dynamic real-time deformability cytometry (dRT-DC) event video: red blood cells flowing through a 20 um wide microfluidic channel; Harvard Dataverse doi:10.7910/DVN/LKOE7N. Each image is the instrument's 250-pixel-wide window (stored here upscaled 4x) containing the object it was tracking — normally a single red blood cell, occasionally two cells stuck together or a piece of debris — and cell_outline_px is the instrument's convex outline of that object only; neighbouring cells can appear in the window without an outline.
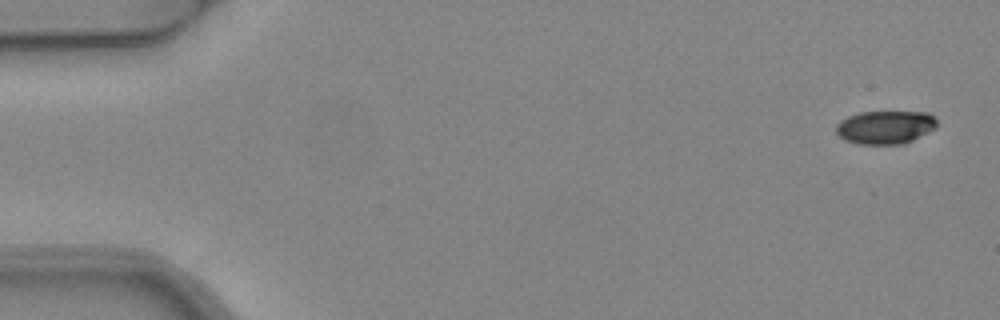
{"species": "common noctule bat (a hibernating species)", "species_latin": "Nyctalus noctula", "temperature_condition": "warm", "stored_images_in_passage": 5, "camera_frame_rate_fps": 3000, "um_per_image_px": 0.085, "animal": {"sex": "female", "body_mass_g": 24.6, "forearm_length_mm": 56.2}, "frame": {"image": 1, "passage_image": 1, "time_ms": 0.0, "image_size_px": [1000, 320], "cell_outline_px": [[936, 128], [904, 144], [856, 144], [844, 140], [836, 132], [836, 124], [840, 120], [848, 116], [860, 112], [928, 112], [936, 120]], "centroid_in_image_um": [75.22, 10.82], "position_along_channel_um": 9.8, "area_um2": 19.59}}
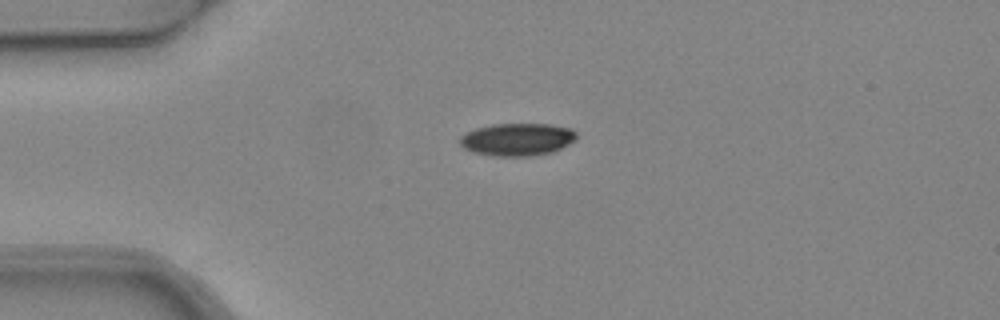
{"frame": {"image": 2, "passage_image": 4, "time_ms": 1.0, "image_size_px": [1000, 320], "cell_outline_px": [[576, 140], [552, 152], [528, 156], [492, 156], [472, 152], [464, 148], [460, 144], [460, 136], [476, 128], [492, 124], [552, 124], [572, 128], [576, 132]], "centroid_in_image_um": [43.97, 11.85], "position_along_channel_um": 41.0, "area_um2": 22.2}}